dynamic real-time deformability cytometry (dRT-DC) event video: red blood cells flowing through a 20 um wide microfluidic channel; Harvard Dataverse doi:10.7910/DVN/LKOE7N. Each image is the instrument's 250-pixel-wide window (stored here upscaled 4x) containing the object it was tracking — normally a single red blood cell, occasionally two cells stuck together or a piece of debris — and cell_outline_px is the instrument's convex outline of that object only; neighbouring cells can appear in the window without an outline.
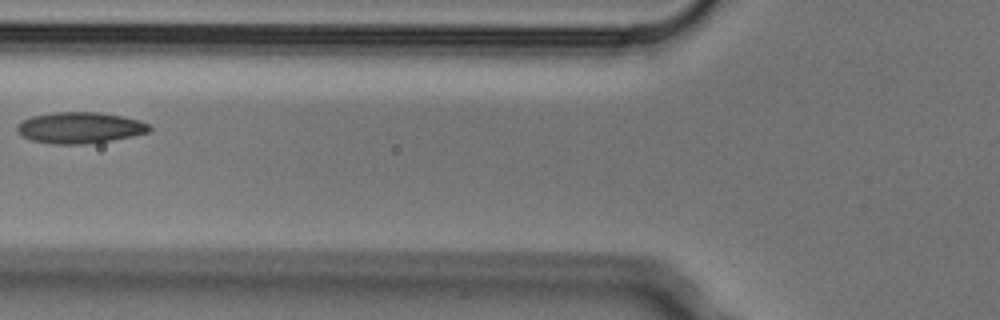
{"species": "Egyptian fruit bat (a non-hibernating species)", "species_latin": "Rousettus aegyptiacus", "temperature_condition": "cold", "stored_images_in_passage": 5, "camera_frame_rate_fps": 3000, "um_per_image_px": 0.085, "animal": {"sex": "male"}, "frame": {"image": 1, "passage_image": 5, "time_ms": 1.333, "image_size_px": [1000, 320], "cell_outline_px": [[152, 128], [148, 132], [132, 136], [112, 140], [84, 144], [56, 144], [32, 140], [24, 136], [16, 128], [16, 124], [32, 116], [56, 112], [100, 112], [124, 116], [140, 120], [148, 124]], "centroid_in_image_um": [6.83, 10.84], "position_along_channel_um": 119.0, "area_um2": 23.93}}